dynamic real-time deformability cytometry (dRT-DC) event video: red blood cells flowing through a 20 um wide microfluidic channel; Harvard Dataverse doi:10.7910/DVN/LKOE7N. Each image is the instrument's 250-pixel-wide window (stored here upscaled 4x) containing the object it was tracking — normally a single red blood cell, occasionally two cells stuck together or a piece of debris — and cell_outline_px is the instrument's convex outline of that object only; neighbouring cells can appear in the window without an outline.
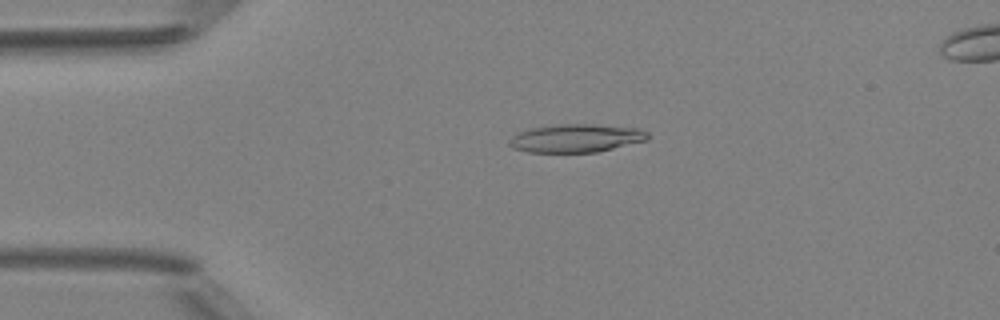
{"species": "Egyptian fruit bat (a non-hibernating species)", "species_latin": "Rousettus aegyptiacus", "temperature_condition": "room temperature", "stored_images_in_passage": 49, "camera_frame_rate_fps": 3000, "um_per_image_px": 0.085, "animal": {"sex": "female"}, "frame": {"image": 1, "passage_image": 11, "time_ms": 3.333, "image_size_px": [1000, 320], "cell_outline_px": [[648, 140], [596, 152], [528, 152], [512, 148], [508, 144], [508, 140], [512, 136], [520, 132], [532, 128], [556, 124], [596, 124], [640, 128], [648, 132]], "centroid_in_image_um": [48.97, 11.74], "position_along_channel_um": 36.0, "area_um2": 22.83}}
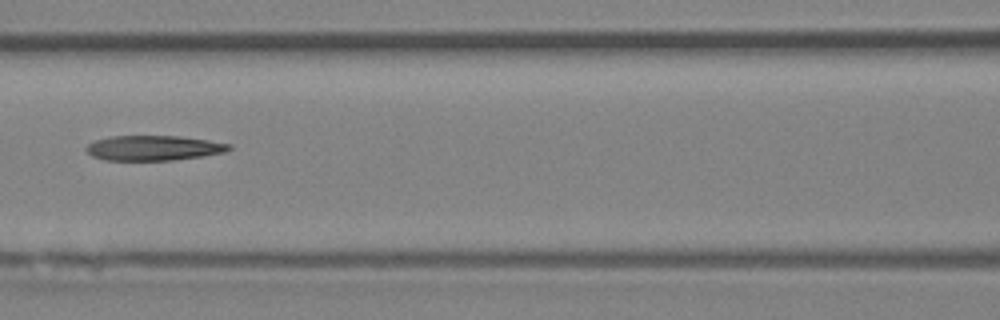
{"frame": {"image": 2, "passage_image": 22, "time_ms": 7.0, "image_size_px": [1000, 320], "cell_outline_px": [[232, 148], [224, 152], [204, 156], [172, 160], [104, 160], [92, 156], [84, 148], [88, 144], [96, 140], [112, 136], [180, 136], [208, 140], [232, 144]], "centroid_in_image_um": [13.07, 12.58], "position_along_channel_um": 153.5, "area_um2": 20.81}}
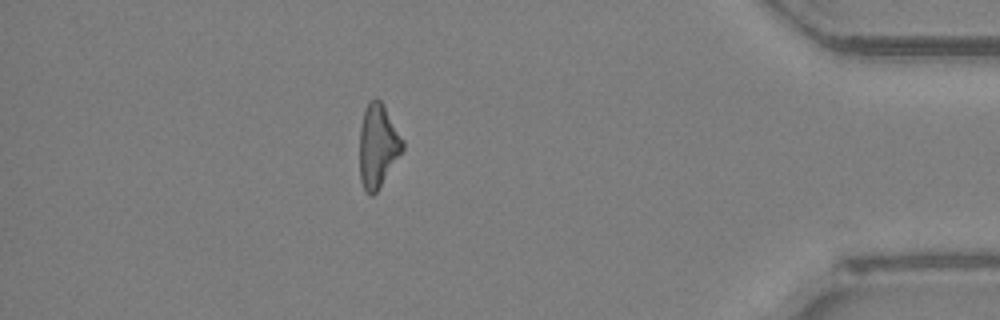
{"frame": {"image": 3, "passage_image": 43, "time_ms": 14.0, "image_size_px": [1000, 320], "cell_outline_px": [[404, 148], [376, 192], [372, 196], [364, 188], [360, 180], [360, 128], [364, 108], [376, 96], [384, 104], [404, 140]], "centroid_in_image_um": [32.12, 12.34], "position_along_channel_um": 403.1, "area_um2": 20.75}}